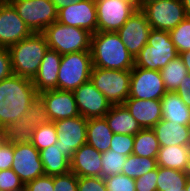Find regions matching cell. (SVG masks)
<instances>
[{"mask_svg": "<svg viewBox=\"0 0 190 191\" xmlns=\"http://www.w3.org/2000/svg\"><path fill=\"white\" fill-rule=\"evenodd\" d=\"M38 96L32 79L12 74L0 81V127L17 121Z\"/></svg>", "mask_w": 190, "mask_h": 191, "instance_id": "cell-1", "label": "cell"}, {"mask_svg": "<svg viewBox=\"0 0 190 191\" xmlns=\"http://www.w3.org/2000/svg\"><path fill=\"white\" fill-rule=\"evenodd\" d=\"M187 179L186 172L157 166V191H180Z\"/></svg>", "mask_w": 190, "mask_h": 191, "instance_id": "cell-29", "label": "cell"}, {"mask_svg": "<svg viewBox=\"0 0 190 191\" xmlns=\"http://www.w3.org/2000/svg\"><path fill=\"white\" fill-rule=\"evenodd\" d=\"M185 172H186L188 178H190V154H189L188 163H187V167L185 169Z\"/></svg>", "mask_w": 190, "mask_h": 191, "instance_id": "cell-52", "label": "cell"}, {"mask_svg": "<svg viewBox=\"0 0 190 191\" xmlns=\"http://www.w3.org/2000/svg\"><path fill=\"white\" fill-rule=\"evenodd\" d=\"M160 146L188 145L190 126L161 119L153 128Z\"/></svg>", "mask_w": 190, "mask_h": 191, "instance_id": "cell-22", "label": "cell"}, {"mask_svg": "<svg viewBox=\"0 0 190 191\" xmlns=\"http://www.w3.org/2000/svg\"><path fill=\"white\" fill-rule=\"evenodd\" d=\"M78 191H107L102 177H78Z\"/></svg>", "mask_w": 190, "mask_h": 191, "instance_id": "cell-42", "label": "cell"}, {"mask_svg": "<svg viewBox=\"0 0 190 191\" xmlns=\"http://www.w3.org/2000/svg\"><path fill=\"white\" fill-rule=\"evenodd\" d=\"M33 132L34 129L26 122V118L22 116L17 121L9 123L3 128V139L13 145L31 143Z\"/></svg>", "mask_w": 190, "mask_h": 191, "instance_id": "cell-31", "label": "cell"}, {"mask_svg": "<svg viewBox=\"0 0 190 191\" xmlns=\"http://www.w3.org/2000/svg\"><path fill=\"white\" fill-rule=\"evenodd\" d=\"M14 145L2 139L0 141V170L11 169L13 163Z\"/></svg>", "mask_w": 190, "mask_h": 191, "instance_id": "cell-44", "label": "cell"}, {"mask_svg": "<svg viewBox=\"0 0 190 191\" xmlns=\"http://www.w3.org/2000/svg\"><path fill=\"white\" fill-rule=\"evenodd\" d=\"M127 159V156L117 153L113 150H108L102 153V178H106L111 175H117L122 173V168Z\"/></svg>", "mask_w": 190, "mask_h": 191, "instance_id": "cell-34", "label": "cell"}, {"mask_svg": "<svg viewBox=\"0 0 190 191\" xmlns=\"http://www.w3.org/2000/svg\"><path fill=\"white\" fill-rule=\"evenodd\" d=\"M161 0H140V10L147 4Z\"/></svg>", "mask_w": 190, "mask_h": 191, "instance_id": "cell-51", "label": "cell"}, {"mask_svg": "<svg viewBox=\"0 0 190 191\" xmlns=\"http://www.w3.org/2000/svg\"><path fill=\"white\" fill-rule=\"evenodd\" d=\"M134 180L136 191H157V168Z\"/></svg>", "mask_w": 190, "mask_h": 191, "instance_id": "cell-41", "label": "cell"}, {"mask_svg": "<svg viewBox=\"0 0 190 191\" xmlns=\"http://www.w3.org/2000/svg\"><path fill=\"white\" fill-rule=\"evenodd\" d=\"M186 106L190 107V75L185 77V80L181 82L178 89L175 91Z\"/></svg>", "mask_w": 190, "mask_h": 191, "instance_id": "cell-46", "label": "cell"}, {"mask_svg": "<svg viewBox=\"0 0 190 191\" xmlns=\"http://www.w3.org/2000/svg\"><path fill=\"white\" fill-rule=\"evenodd\" d=\"M9 2L33 33H42L57 21L58 10L51 0H9Z\"/></svg>", "mask_w": 190, "mask_h": 191, "instance_id": "cell-8", "label": "cell"}, {"mask_svg": "<svg viewBox=\"0 0 190 191\" xmlns=\"http://www.w3.org/2000/svg\"><path fill=\"white\" fill-rule=\"evenodd\" d=\"M11 169L19 176L24 185L45 175L39 150L32 143L14 144Z\"/></svg>", "mask_w": 190, "mask_h": 191, "instance_id": "cell-13", "label": "cell"}, {"mask_svg": "<svg viewBox=\"0 0 190 191\" xmlns=\"http://www.w3.org/2000/svg\"><path fill=\"white\" fill-rule=\"evenodd\" d=\"M133 5L137 10H140V0H123Z\"/></svg>", "mask_w": 190, "mask_h": 191, "instance_id": "cell-50", "label": "cell"}, {"mask_svg": "<svg viewBox=\"0 0 190 191\" xmlns=\"http://www.w3.org/2000/svg\"><path fill=\"white\" fill-rule=\"evenodd\" d=\"M39 153L45 175H64L70 172V160L56 144L39 151Z\"/></svg>", "mask_w": 190, "mask_h": 191, "instance_id": "cell-27", "label": "cell"}, {"mask_svg": "<svg viewBox=\"0 0 190 191\" xmlns=\"http://www.w3.org/2000/svg\"><path fill=\"white\" fill-rule=\"evenodd\" d=\"M57 21L94 34L97 32L96 3L93 0H83L60 8L57 13Z\"/></svg>", "mask_w": 190, "mask_h": 191, "instance_id": "cell-16", "label": "cell"}, {"mask_svg": "<svg viewBox=\"0 0 190 191\" xmlns=\"http://www.w3.org/2000/svg\"><path fill=\"white\" fill-rule=\"evenodd\" d=\"M134 136L127 134H113L110 149L125 156L131 155L133 151Z\"/></svg>", "mask_w": 190, "mask_h": 191, "instance_id": "cell-38", "label": "cell"}, {"mask_svg": "<svg viewBox=\"0 0 190 191\" xmlns=\"http://www.w3.org/2000/svg\"><path fill=\"white\" fill-rule=\"evenodd\" d=\"M190 149L188 145L160 146L157 155V166L185 172Z\"/></svg>", "mask_w": 190, "mask_h": 191, "instance_id": "cell-26", "label": "cell"}, {"mask_svg": "<svg viewBox=\"0 0 190 191\" xmlns=\"http://www.w3.org/2000/svg\"><path fill=\"white\" fill-rule=\"evenodd\" d=\"M179 56L181 57L183 64L187 68L188 74L190 73V50L180 53Z\"/></svg>", "mask_w": 190, "mask_h": 191, "instance_id": "cell-48", "label": "cell"}, {"mask_svg": "<svg viewBox=\"0 0 190 191\" xmlns=\"http://www.w3.org/2000/svg\"><path fill=\"white\" fill-rule=\"evenodd\" d=\"M102 153L89 144L82 145L70 160V172L78 177H101Z\"/></svg>", "mask_w": 190, "mask_h": 191, "instance_id": "cell-19", "label": "cell"}, {"mask_svg": "<svg viewBox=\"0 0 190 191\" xmlns=\"http://www.w3.org/2000/svg\"><path fill=\"white\" fill-rule=\"evenodd\" d=\"M77 108L86 119L104 117L112 106L91 81L73 91Z\"/></svg>", "mask_w": 190, "mask_h": 191, "instance_id": "cell-17", "label": "cell"}, {"mask_svg": "<svg viewBox=\"0 0 190 191\" xmlns=\"http://www.w3.org/2000/svg\"><path fill=\"white\" fill-rule=\"evenodd\" d=\"M90 81L111 105L123 104L129 97L131 70L92 67Z\"/></svg>", "mask_w": 190, "mask_h": 191, "instance_id": "cell-6", "label": "cell"}, {"mask_svg": "<svg viewBox=\"0 0 190 191\" xmlns=\"http://www.w3.org/2000/svg\"><path fill=\"white\" fill-rule=\"evenodd\" d=\"M83 0H51V2L55 5L56 9L59 10L60 8L67 7L68 5L80 2Z\"/></svg>", "mask_w": 190, "mask_h": 191, "instance_id": "cell-47", "label": "cell"}, {"mask_svg": "<svg viewBox=\"0 0 190 191\" xmlns=\"http://www.w3.org/2000/svg\"><path fill=\"white\" fill-rule=\"evenodd\" d=\"M159 150L160 144L152 128H143L134 135L132 154L157 158Z\"/></svg>", "mask_w": 190, "mask_h": 191, "instance_id": "cell-28", "label": "cell"}, {"mask_svg": "<svg viewBox=\"0 0 190 191\" xmlns=\"http://www.w3.org/2000/svg\"><path fill=\"white\" fill-rule=\"evenodd\" d=\"M166 92L160 71L135 66L131 70V82L128 98L161 100Z\"/></svg>", "mask_w": 190, "mask_h": 191, "instance_id": "cell-11", "label": "cell"}, {"mask_svg": "<svg viewBox=\"0 0 190 191\" xmlns=\"http://www.w3.org/2000/svg\"><path fill=\"white\" fill-rule=\"evenodd\" d=\"M48 49L43 33H32L26 39L10 46L8 50L13 74L33 79Z\"/></svg>", "mask_w": 190, "mask_h": 191, "instance_id": "cell-3", "label": "cell"}, {"mask_svg": "<svg viewBox=\"0 0 190 191\" xmlns=\"http://www.w3.org/2000/svg\"><path fill=\"white\" fill-rule=\"evenodd\" d=\"M151 30L145 14L141 10H137L116 33L135 59L140 50L147 44Z\"/></svg>", "mask_w": 190, "mask_h": 191, "instance_id": "cell-15", "label": "cell"}, {"mask_svg": "<svg viewBox=\"0 0 190 191\" xmlns=\"http://www.w3.org/2000/svg\"><path fill=\"white\" fill-rule=\"evenodd\" d=\"M157 168L156 158L142 157L135 154L127 156L122 168V174L136 179Z\"/></svg>", "mask_w": 190, "mask_h": 191, "instance_id": "cell-32", "label": "cell"}, {"mask_svg": "<svg viewBox=\"0 0 190 191\" xmlns=\"http://www.w3.org/2000/svg\"><path fill=\"white\" fill-rule=\"evenodd\" d=\"M162 119L190 126V107L176 92H166L161 98Z\"/></svg>", "mask_w": 190, "mask_h": 191, "instance_id": "cell-24", "label": "cell"}, {"mask_svg": "<svg viewBox=\"0 0 190 191\" xmlns=\"http://www.w3.org/2000/svg\"><path fill=\"white\" fill-rule=\"evenodd\" d=\"M12 74L10 52L8 48L0 47V81Z\"/></svg>", "mask_w": 190, "mask_h": 191, "instance_id": "cell-45", "label": "cell"}, {"mask_svg": "<svg viewBox=\"0 0 190 191\" xmlns=\"http://www.w3.org/2000/svg\"><path fill=\"white\" fill-rule=\"evenodd\" d=\"M104 117L114 134L134 136L142 129L123 104L112 105Z\"/></svg>", "mask_w": 190, "mask_h": 191, "instance_id": "cell-23", "label": "cell"}, {"mask_svg": "<svg viewBox=\"0 0 190 191\" xmlns=\"http://www.w3.org/2000/svg\"><path fill=\"white\" fill-rule=\"evenodd\" d=\"M92 67L90 51L63 54L58 73V90L74 91L90 81Z\"/></svg>", "mask_w": 190, "mask_h": 191, "instance_id": "cell-7", "label": "cell"}, {"mask_svg": "<svg viewBox=\"0 0 190 191\" xmlns=\"http://www.w3.org/2000/svg\"><path fill=\"white\" fill-rule=\"evenodd\" d=\"M90 52L93 67L114 70H132L134 68L135 59L116 32L92 34Z\"/></svg>", "mask_w": 190, "mask_h": 191, "instance_id": "cell-2", "label": "cell"}, {"mask_svg": "<svg viewBox=\"0 0 190 191\" xmlns=\"http://www.w3.org/2000/svg\"><path fill=\"white\" fill-rule=\"evenodd\" d=\"M24 183L12 170H0V191H19L24 189Z\"/></svg>", "mask_w": 190, "mask_h": 191, "instance_id": "cell-39", "label": "cell"}, {"mask_svg": "<svg viewBox=\"0 0 190 191\" xmlns=\"http://www.w3.org/2000/svg\"><path fill=\"white\" fill-rule=\"evenodd\" d=\"M96 3L97 32H117L137 9L123 0H99Z\"/></svg>", "mask_w": 190, "mask_h": 191, "instance_id": "cell-12", "label": "cell"}, {"mask_svg": "<svg viewBox=\"0 0 190 191\" xmlns=\"http://www.w3.org/2000/svg\"><path fill=\"white\" fill-rule=\"evenodd\" d=\"M113 134L105 117L88 119L86 143L93 146L98 152L103 153L110 149Z\"/></svg>", "mask_w": 190, "mask_h": 191, "instance_id": "cell-25", "label": "cell"}, {"mask_svg": "<svg viewBox=\"0 0 190 191\" xmlns=\"http://www.w3.org/2000/svg\"><path fill=\"white\" fill-rule=\"evenodd\" d=\"M167 92H175L188 75L187 68L178 55L160 70Z\"/></svg>", "mask_w": 190, "mask_h": 191, "instance_id": "cell-30", "label": "cell"}, {"mask_svg": "<svg viewBox=\"0 0 190 191\" xmlns=\"http://www.w3.org/2000/svg\"><path fill=\"white\" fill-rule=\"evenodd\" d=\"M42 33L46 37L49 49L55 50L61 55L90 51L92 34L85 29L56 21Z\"/></svg>", "mask_w": 190, "mask_h": 191, "instance_id": "cell-5", "label": "cell"}, {"mask_svg": "<svg viewBox=\"0 0 190 191\" xmlns=\"http://www.w3.org/2000/svg\"><path fill=\"white\" fill-rule=\"evenodd\" d=\"M178 55L179 53L170 38L169 31L152 29L147 44L135 57L134 66L160 71Z\"/></svg>", "mask_w": 190, "mask_h": 191, "instance_id": "cell-4", "label": "cell"}, {"mask_svg": "<svg viewBox=\"0 0 190 191\" xmlns=\"http://www.w3.org/2000/svg\"><path fill=\"white\" fill-rule=\"evenodd\" d=\"M87 123L88 119L81 115L54 121L57 130L55 144L69 160L73 158L76 150L86 144Z\"/></svg>", "mask_w": 190, "mask_h": 191, "instance_id": "cell-10", "label": "cell"}, {"mask_svg": "<svg viewBox=\"0 0 190 191\" xmlns=\"http://www.w3.org/2000/svg\"><path fill=\"white\" fill-rule=\"evenodd\" d=\"M185 189H186V191H190V178L187 179Z\"/></svg>", "mask_w": 190, "mask_h": 191, "instance_id": "cell-53", "label": "cell"}, {"mask_svg": "<svg viewBox=\"0 0 190 191\" xmlns=\"http://www.w3.org/2000/svg\"><path fill=\"white\" fill-rule=\"evenodd\" d=\"M57 142V130L54 122L42 124L34 129L31 143L39 150L46 149L47 147Z\"/></svg>", "mask_w": 190, "mask_h": 191, "instance_id": "cell-33", "label": "cell"}, {"mask_svg": "<svg viewBox=\"0 0 190 191\" xmlns=\"http://www.w3.org/2000/svg\"><path fill=\"white\" fill-rule=\"evenodd\" d=\"M53 176L43 175L25 184V191H54Z\"/></svg>", "mask_w": 190, "mask_h": 191, "instance_id": "cell-43", "label": "cell"}, {"mask_svg": "<svg viewBox=\"0 0 190 191\" xmlns=\"http://www.w3.org/2000/svg\"><path fill=\"white\" fill-rule=\"evenodd\" d=\"M62 55L57 51L48 49L43 56L37 74L32 83L38 94L48 90H58V73Z\"/></svg>", "mask_w": 190, "mask_h": 191, "instance_id": "cell-20", "label": "cell"}, {"mask_svg": "<svg viewBox=\"0 0 190 191\" xmlns=\"http://www.w3.org/2000/svg\"><path fill=\"white\" fill-rule=\"evenodd\" d=\"M33 32L9 1H0V47L9 48Z\"/></svg>", "mask_w": 190, "mask_h": 191, "instance_id": "cell-14", "label": "cell"}, {"mask_svg": "<svg viewBox=\"0 0 190 191\" xmlns=\"http://www.w3.org/2000/svg\"><path fill=\"white\" fill-rule=\"evenodd\" d=\"M169 34L179 54L190 50L189 17H186L178 26L170 30Z\"/></svg>", "mask_w": 190, "mask_h": 191, "instance_id": "cell-35", "label": "cell"}, {"mask_svg": "<svg viewBox=\"0 0 190 191\" xmlns=\"http://www.w3.org/2000/svg\"><path fill=\"white\" fill-rule=\"evenodd\" d=\"M26 122L29 123L32 129L51 122L48 112L44 106L42 99L37 96L30 104L28 111L24 114Z\"/></svg>", "mask_w": 190, "mask_h": 191, "instance_id": "cell-36", "label": "cell"}, {"mask_svg": "<svg viewBox=\"0 0 190 191\" xmlns=\"http://www.w3.org/2000/svg\"><path fill=\"white\" fill-rule=\"evenodd\" d=\"M3 139V129L0 127V141Z\"/></svg>", "mask_w": 190, "mask_h": 191, "instance_id": "cell-54", "label": "cell"}, {"mask_svg": "<svg viewBox=\"0 0 190 191\" xmlns=\"http://www.w3.org/2000/svg\"><path fill=\"white\" fill-rule=\"evenodd\" d=\"M54 191H78V176L72 172L53 175Z\"/></svg>", "mask_w": 190, "mask_h": 191, "instance_id": "cell-40", "label": "cell"}, {"mask_svg": "<svg viewBox=\"0 0 190 191\" xmlns=\"http://www.w3.org/2000/svg\"><path fill=\"white\" fill-rule=\"evenodd\" d=\"M104 183L107 191H136L135 180L122 173L104 178Z\"/></svg>", "mask_w": 190, "mask_h": 191, "instance_id": "cell-37", "label": "cell"}, {"mask_svg": "<svg viewBox=\"0 0 190 191\" xmlns=\"http://www.w3.org/2000/svg\"><path fill=\"white\" fill-rule=\"evenodd\" d=\"M38 96L42 99L51 122L80 115L73 91L48 90Z\"/></svg>", "mask_w": 190, "mask_h": 191, "instance_id": "cell-18", "label": "cell"}, {"mask_svg": "<svg viewBox=\"0 0 190 191\" xmlns=\"http://www.w3.org/2000/svg\"><path fill=\"white\" fill-rule=\"evenodd\" d=\"M123 105L137 120L141 128H153L162 119L160 100L128 98Z\"/></svg>", "mask_w": 190, "mask_h": 191, "instance_id": "cell-21", "label": "cell"}, {"mask_svg": "<svg viewBox=\"0 0 190 191\" xmlns=\"http://www.w3.org/2000/svg\"><path fill=\"white\" fill-rule=\"evenodd\" d=\"M141 11L145 14L152 29L170 31L186 17L182 0H161L145 5Z\"/></svg>", "mask_w": 190, "mask_h": 191, "instance_id": "cell-9", "label": "cell"}, {"mask_svg": "<svg viewBox=\"0 0 190 191\" xmlns=\"http://www.w3.org/2000/svg\"><path fill=\"white\" fill-rule=\"evenodd\" d=\"M183 7L185 8V12L187 17L190 18V0H182Z\"/></svg>", "mask_w": 190, "mask_h": 191, "instance_id": "cell-49", "label": "cell"}]
</instances>
